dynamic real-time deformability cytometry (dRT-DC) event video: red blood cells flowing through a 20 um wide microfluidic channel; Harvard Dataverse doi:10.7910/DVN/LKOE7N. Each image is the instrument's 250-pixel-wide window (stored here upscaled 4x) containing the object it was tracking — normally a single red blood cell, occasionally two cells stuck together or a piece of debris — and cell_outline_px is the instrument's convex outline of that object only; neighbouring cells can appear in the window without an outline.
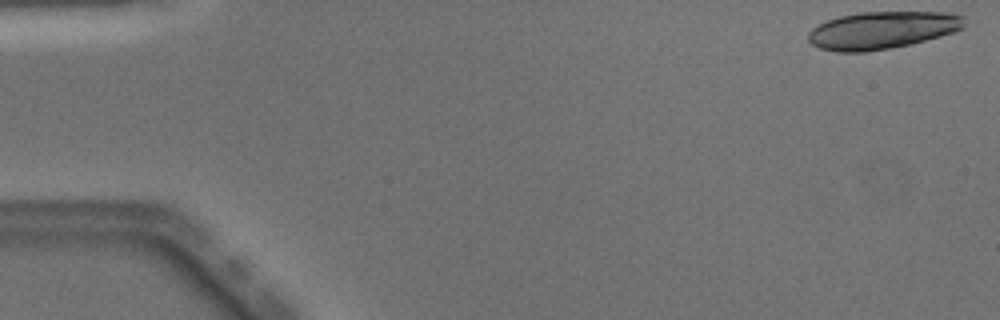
{"species": "Egyptian fruit bat (a non-hibernating species)", "species_latin": "Rousettus aegyptiacus", "temperature_condition": "warm", "stored_images_in_passage": 17, "camera_frame_rate_fps": 3000, "um_per_image_px": 0.085, "animal": {"sex": "male"}, "frame": {"image": 1, "passage_image": 1, "time_ms": 0.0, "image_size_px": [1000, 320], "cell_outline_px": [[964, 28], [940, 36], [892, 48], [864, 52], [836, 52], [820, 48], [812, 44], [808, 40], [808, 32], [812, 28], [828, 20], [840, 16], [860, 12], [952, 12], [964, 16]], "centroid_in_image_um": [74.98, 2.56], "position_along_channel_um": 10.0, "area_um2": 33.99}}